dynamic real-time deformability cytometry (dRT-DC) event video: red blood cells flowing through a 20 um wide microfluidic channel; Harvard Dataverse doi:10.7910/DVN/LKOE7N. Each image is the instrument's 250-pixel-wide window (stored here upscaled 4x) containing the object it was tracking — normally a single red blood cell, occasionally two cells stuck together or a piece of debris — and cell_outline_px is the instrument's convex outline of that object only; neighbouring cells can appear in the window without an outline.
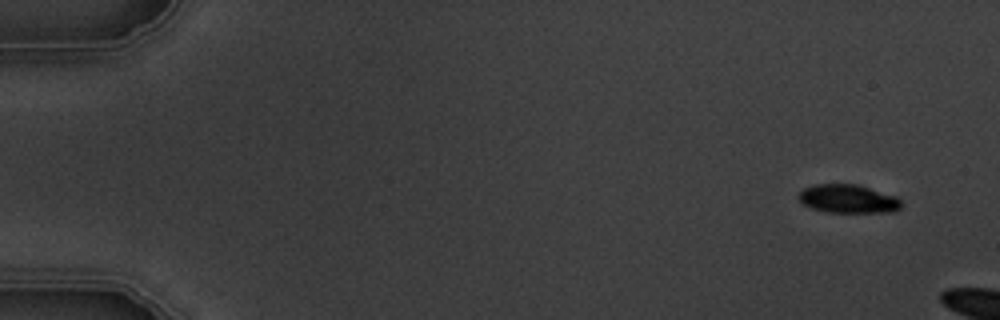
{"species": "common noctule bat (a hibernating species)", "species_latin": "Nyctalus noctula", "temperature_condition": "warm", "stored_images_in_passage": 3, "camera_frame_rate_fps": 3000, "um_per_image_px": 0.085, "animal": {"sex": "male", "body_mass_g": 19.5, "forearm_length_mm": 54.6}, "frame": {"image": 1, "passage_image": 1, "time_ms": 0.0, "image_size_px": [1000, 320], "cell_outline_px": [[904, 204], [896, 212], [828, 212], [812, 208], [804, 204], [800, 200], [800, 192], [804, 188], [816, 184], [856, 184], [896, 196]], "centroid_in_image_um": [72.14, 16.9], "position_along_channel_um": 12.9, "area_um2": 16.94}}